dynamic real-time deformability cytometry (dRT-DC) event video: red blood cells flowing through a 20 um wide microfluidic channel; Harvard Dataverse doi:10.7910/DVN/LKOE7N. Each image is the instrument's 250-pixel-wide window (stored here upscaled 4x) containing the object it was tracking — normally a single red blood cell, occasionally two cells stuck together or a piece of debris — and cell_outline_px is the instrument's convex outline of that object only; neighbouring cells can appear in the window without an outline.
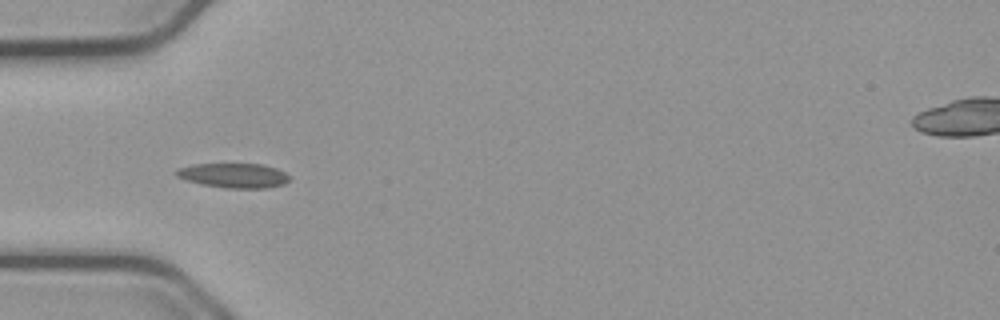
{"species": "common noctule bat (a hibernating species)", "species_latin": "Nyctalus noctula", "temperature_condition": "cold", "stored_images_in_passage": 10, "camera_frame_rate_fps": 3000, "um_per_image_px": 0.085, "animal": {"sex": "male", "body_mass_g": 23.1, "forearm_length_mm": 52.7}, "frame": {"image": 1, "passage_image": 4, "time_ms": 1.0, "image_size_px": [1000, 320], "cell_outline_px": [[288, 180], [284, 184], [268, 188], [224, 188], [200, 184], [176, 176], [176, 168], [196, 164], [260, 164], [276, 168], [284, 172], [288, 176]], "centroid_in_image_um": [19.85, 14.92], "position_along_channel_um": 65.1, "area_um2": 16.13}}
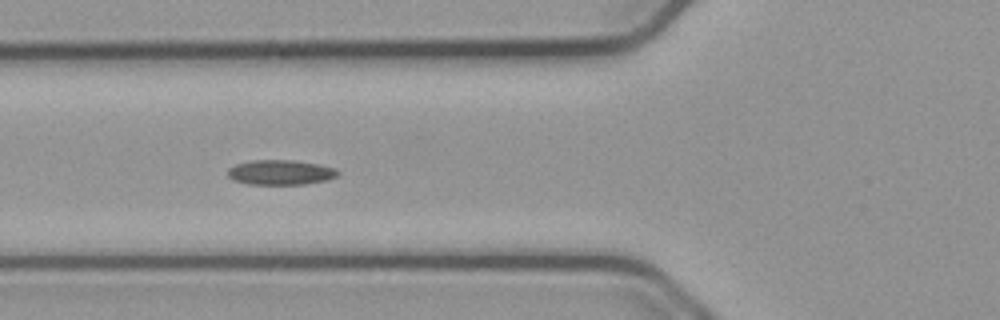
{"frame": {"image": 2, "passage_image": 7, "time_ms": 2.0, "image_size_px": [1000, 320], "cell_outline_px": [[340, 172], [336, 176], [328, 180], [304, 184], [248, 184], [232, 180], [228, 176], [228, 168], [236, 164], [252, 160], [292, 160], [316, 164], [336, 168]], "centroid_in_image_um": [23.83, 14.65], "position_along_channel_um": 102.0, "area_um2": 15.95}}